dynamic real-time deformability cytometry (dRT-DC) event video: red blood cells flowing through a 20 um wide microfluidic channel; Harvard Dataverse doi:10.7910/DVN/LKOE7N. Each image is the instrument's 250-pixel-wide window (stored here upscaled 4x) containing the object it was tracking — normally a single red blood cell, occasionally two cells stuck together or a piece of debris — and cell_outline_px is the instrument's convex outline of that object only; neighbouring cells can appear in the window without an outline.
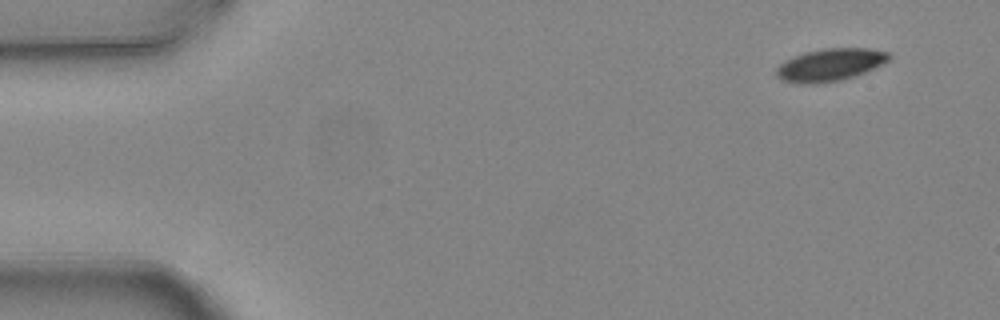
{"species": "common noctule bat (a hibernating species)", "species_latin": "Nyctalus noctula", "temperature_condition": "warm", "stored_images_in_passage": 3, "camera_frame_rate_fps": 3000, "um_per_image_px": 0.085, "animal": {"sex": "female", "body_mass_g": 24.6, "forearm_length_mm": 56.2}, "frame": {"image": 1, "passage_image": 1, "time_ms": 0.0, "image_size_px": [1000, 320], "cell_outline_px": [[892, 56], [884, 64], [856, 76], [840, 80], [816, 84], [808, 84], [784, 80], [776, 76], [776, 68], [784, 60], [792, 56], [804, 52], [824, 48], [868, 48], [892, 52]], "centroid_in_image_um": [70.6, 5.49], "position_along_channel_um": 14.4, "area_um2": 21.56}}